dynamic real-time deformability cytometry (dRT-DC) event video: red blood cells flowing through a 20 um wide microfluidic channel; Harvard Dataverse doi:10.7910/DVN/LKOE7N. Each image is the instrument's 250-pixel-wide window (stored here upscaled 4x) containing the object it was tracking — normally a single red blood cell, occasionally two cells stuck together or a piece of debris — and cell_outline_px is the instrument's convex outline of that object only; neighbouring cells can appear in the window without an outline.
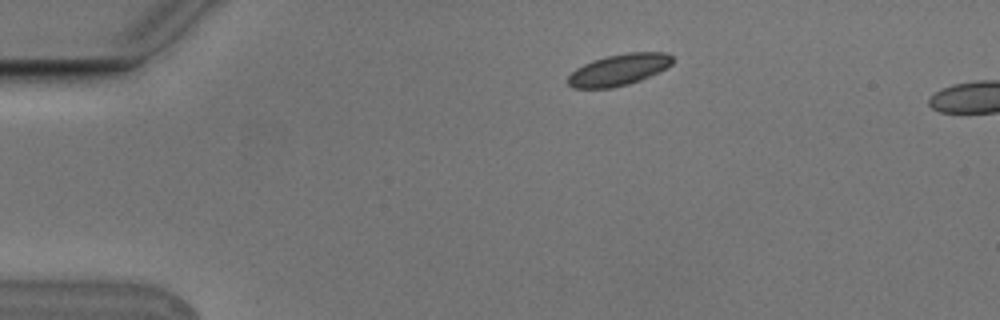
{"species": "Egyptian fruit bat (a non-hibernating species)", "species_latin": "Rousettus aegyptiacus", "temperature_condition": "cold", "stored_images_in_passage": 2, "camera_frame_rate_fps": 3000, "um_per_image_px": 0.085, "animal": {"sex": "male"}, "frame": {"image": 1, "passage_image": 1, "time_ms": 0.0, "image_size_px": [1000, 320], "cell_outline_px": [[672, 64], [640, 80], [628, 84], [612, 88], [572, 88], [568, 84], [568, 76], [576, 68], [592, 60], [604, 56], [628, 52], [668, 52], [672, 56]], "centroid_in_image_um": [52.57, 5.92], "position_along_channel_um": 32.4, "area_um2": 19.07}}